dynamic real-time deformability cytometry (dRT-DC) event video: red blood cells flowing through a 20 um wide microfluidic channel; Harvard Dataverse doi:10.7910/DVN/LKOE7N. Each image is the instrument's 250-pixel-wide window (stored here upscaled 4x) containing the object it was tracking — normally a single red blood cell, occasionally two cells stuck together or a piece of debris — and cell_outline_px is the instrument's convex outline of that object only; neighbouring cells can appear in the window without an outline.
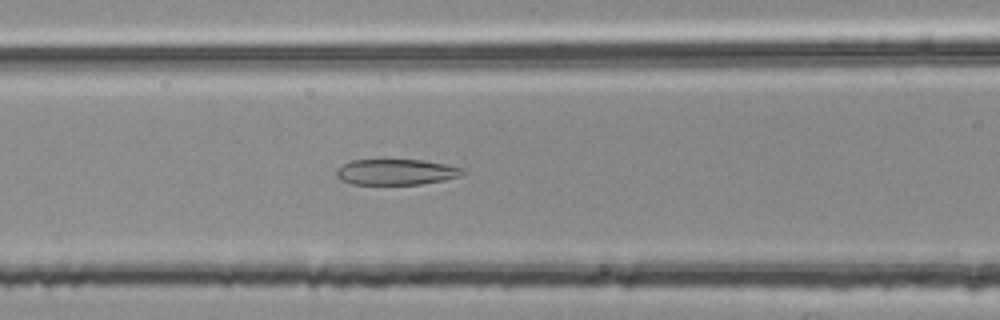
{"species": "common noctule bat (a hibernating species)", "species_latin": "Nyctalus noctula", "temperature_condition": "room temperature", "stored_images_in_passage": 39, "camera_frame_rate_fps": 3000, "um_per_image_px": 0.085, "animal": {"sex": "female", "body_mass_g": 25.1}, "frame": {"image": 1, "passage_image": 8, "time_ms": 2.333, "image_size_px": [1000, 320], "cell_outline_px": [[464, 172], [460, 176], [444, 180], [420, 184], [352, 184], [340, 180], [336, 176], [336, 168], [352, 160], [420, 160], [444, 164], [464, 168]], "centroid_in_image_um": [33.64, 14.62], "position_along_channel_um": 133.0, "area_um2": 18.84}}
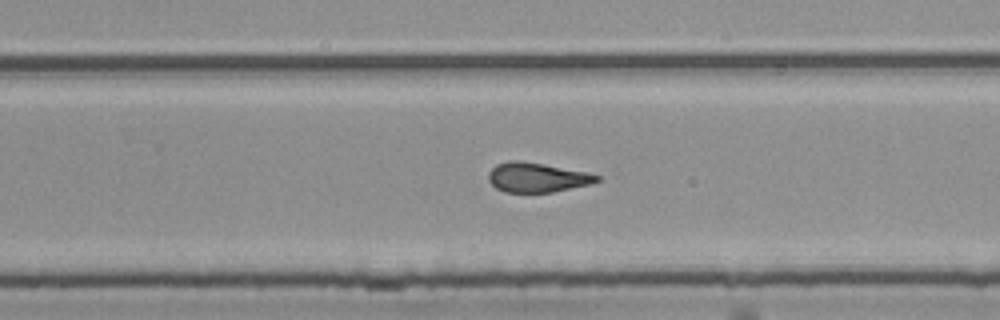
{"frame": {"image": 2, "passage_image": 20, "time_ms": 6.333, "image_size_px": [1000, 320], "cell_outline_px": [[600, 180], [592, 184], [552, 192], [504, 192], [496, 188], [488, 180], [488, 172], [496, 164], [508, 160], [520, 160], [544, 164], [588, 172], [600, 176]], "centroid_in_image_um": [45.64, 15.07], "position_along_channel_um": 284.2, "area_um2": 18.84}}
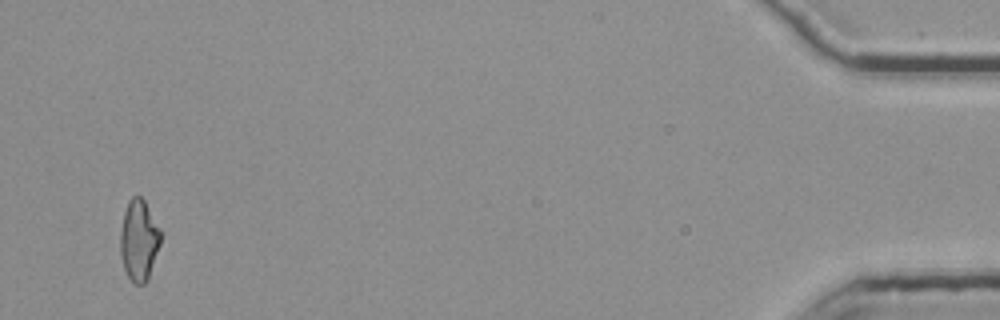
{"frame": {"image": 3, "passage_image": 38, "time_ms": 12.333, "image_size_px": [1000, 320], "cell_outline_px": [[160, 244], [148, 280], [144, 284], [136, 284], [128, 276], [124, 268], [120, 256], [120, 232], [124, 212], [128, 200], [132, 196], [140, 196], [144, 200], [160, 228]], "centroid_in_image_um": [11.8, 20.42], "position_along_channel_um": 423.4, "area_um2": 19.02}, "authors_computed_cell_mechanics": {"area_um2": 19.074, "velocity_mm_per_s": 3.7844, "shape_relaxation_time_tau1_ms": null, "shape_relaxation_time_tau2_ms": 2.7899, "deformation_change_tau1": null, "deformation_change_tau2": 0.1274}}